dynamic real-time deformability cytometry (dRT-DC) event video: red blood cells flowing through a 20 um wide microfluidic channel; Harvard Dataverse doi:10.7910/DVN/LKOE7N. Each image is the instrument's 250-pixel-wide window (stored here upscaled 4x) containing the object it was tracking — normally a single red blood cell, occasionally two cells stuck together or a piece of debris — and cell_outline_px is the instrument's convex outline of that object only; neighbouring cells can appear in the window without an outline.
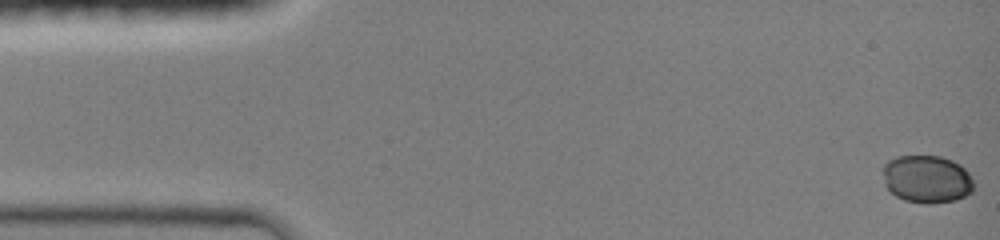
{"species": "common noctule bat (a hibernating species)", "species_latin": "Nyctalus noctula", "temperature_condition": "room temperature", "stored_images_in_passage": 37, "camera_frame_rate_fps": 3000, "um_per_image_px": 0.085, "animal": {"sex": "female", "body_mass_g": 19.0, "forearm_length_mm": 51.5}, "frame": {"image": 1, "passage_image": 1, "time_ms": 0.0, "image_size_px": [1000, 240], "cell_outline_px": [[972, 192], [956, 200], [928, 204], [904, 200], [896, 196], [888, 188], [884, 172], [884, 164], [888, 160], [896, 156], [940, 156], [952, 160], [960, 164], [968, 172], [972, 180]], "centroid_in_image_um": [78.8, 15.21], "position_along_channel_um": 6.2, "area_um2": 25.03}}
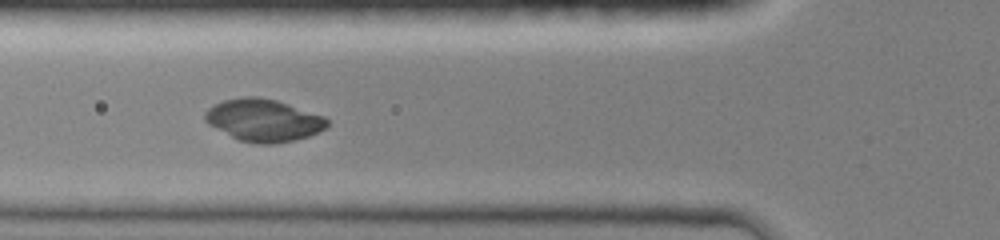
{"frame": {"image": 2, "passage_image": 16, "time_ms": 5.0, "image_size_px": [1000, 240], "cell_outline_px": [[328, 124], [324, 128], [308, 136], [296, 140], [272, 144], [260, 144], [240, 140], [208, 124], [204, 120], [204, 112], [208, 108], [224, 100], [244, 96], [256, 96], [276, 100], [324, 116], [328, 120]], "centroid_in_image_um": [22.38, 10.21], "position_along_channel_um": 103.4, "area_um2": 29.82}}
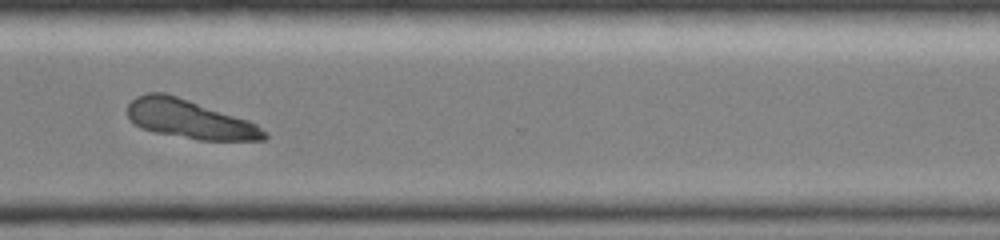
{"frame": {"image": 3, "passage_image": 31, "time_ms": 10.0, "image_size_px": [1000, 240], "cell_outline_px": [[268, 136], [264, 140], [200, 140], [156, 132], [140, 128], [132, 124], [128, 116], [128, 104], [136, 96], [148, 92], [164, 92], [248, 120], [256, 124]], "centroid_in_image_um": [16.07, 10.13], "position_along_channel_um": 354.5, "area_um2": 30.52}}